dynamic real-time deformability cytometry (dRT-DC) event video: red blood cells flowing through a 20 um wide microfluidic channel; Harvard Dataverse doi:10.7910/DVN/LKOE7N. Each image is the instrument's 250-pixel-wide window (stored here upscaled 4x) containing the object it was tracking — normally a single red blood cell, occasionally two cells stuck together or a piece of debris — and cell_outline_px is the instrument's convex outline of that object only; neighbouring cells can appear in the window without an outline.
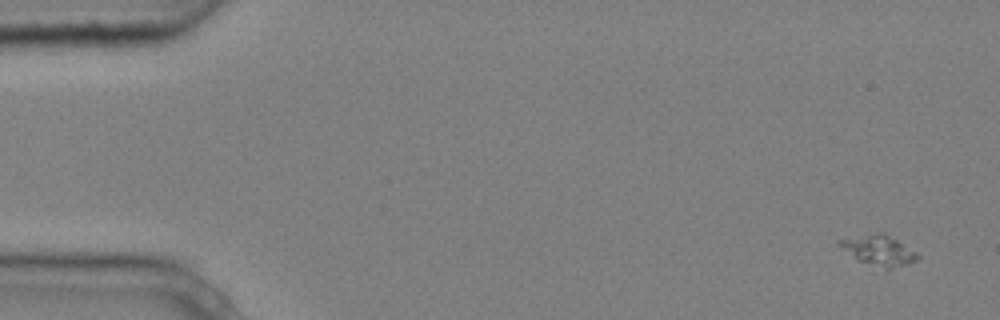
{"species": "common noctule bat (a hibernating species)", "species_latin": "Nyctalus noctula", "temperature_condition": "cold", "stored_images_in_passage": 6, "camera_frame_rate_fps": 3000, "um_per_image_px": 0.085, "animal": {"sex": "male", "body_mass_g": 20.4}, "frame": {"image": 1, "passage_image": 1, "time_ms": 0.0, "image_size_px": [1000, 320], "cell_outline_px": [[920, 256], [916, 260], [904, 264], [888, 268], [884, 268], [856, 260], [836, 244], [836, 240], [880, 232], [884, 232], [916, 252]], "centroid_in_image_um": [74.64, 21.26], "position_along_channel_um": 10.4, "area_um2": 13.47}}